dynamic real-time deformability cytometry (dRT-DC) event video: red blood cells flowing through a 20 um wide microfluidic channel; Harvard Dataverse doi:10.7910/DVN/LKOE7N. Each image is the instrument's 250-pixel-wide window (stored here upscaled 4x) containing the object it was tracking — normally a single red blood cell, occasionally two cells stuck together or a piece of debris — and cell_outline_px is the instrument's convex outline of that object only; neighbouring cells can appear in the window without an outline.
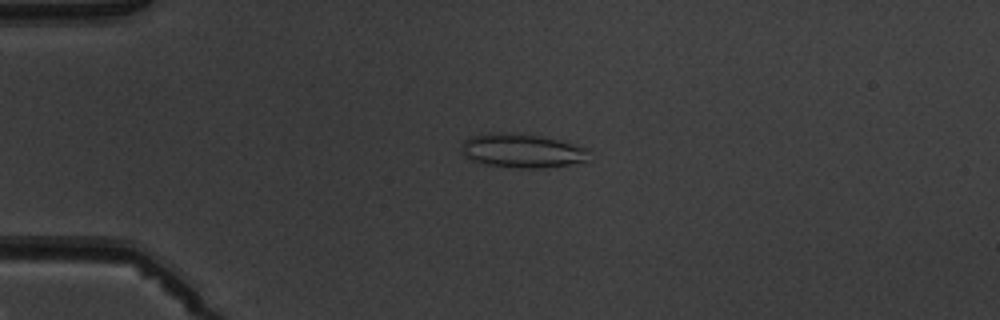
{"species": "common noctule bat (a hibernating species)", "species_latin": "Nyctalus noctula", "temperature_condition": "warm", "stored_images_in_passage": 3, "camera_frame_rate_fps": 3000, "um_per_image_px": 0.085, "animal": {"sex": "male", "body_mass_g": 19.5, "forearm_length_mm": 54.6}, "frame": {"image": 1, "passage_image": 3, "time_ms": 2.333, "image_size_px": [1000, 320], "cell_outline_px": [[588, 148], [584, 160], [568, 164], [544, 168], [520, 168], [488, 164], [472, 160], [464, 156], [460, 148], [464, 140], [472, 136], [488, 132], [512, 132], [540, 136], [564, 140]], "centroid_in_image_um": [44.33, 12.78], "position_along_channel_um": 40.7, "area_um2": 25.2}}